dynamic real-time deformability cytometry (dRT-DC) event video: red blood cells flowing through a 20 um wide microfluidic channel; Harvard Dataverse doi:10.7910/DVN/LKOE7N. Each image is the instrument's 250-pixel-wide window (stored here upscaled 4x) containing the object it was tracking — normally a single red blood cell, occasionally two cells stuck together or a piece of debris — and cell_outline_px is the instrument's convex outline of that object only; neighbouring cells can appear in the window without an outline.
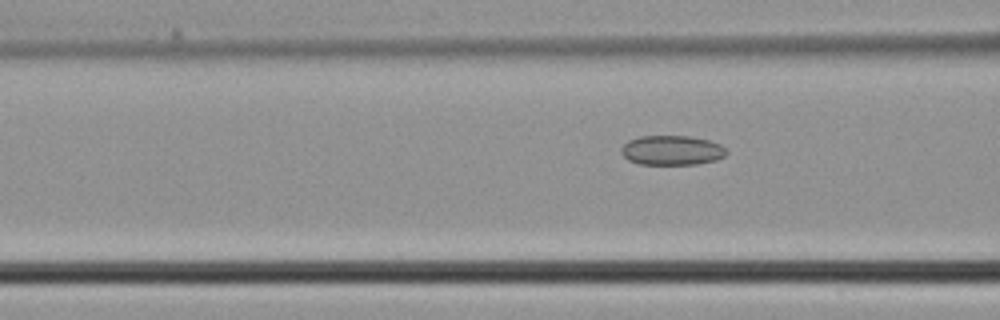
{"species": "common noctule bat (a hibernating species)", "species_latin": "Nyctalus noctula", "temperature_condition": "cold", "stored_images_in_passage": 8, "camera_frame_rate_fps": 3000, "um_per_image_px": 0.085, "animal": {"sex": "male", "body_mass_g": 21.5, "forearm_length_mm": 52.0}, "frame": {"image": 1, "passage_image": 6, "time_ms": 1.667, "image_size_px": [1000, 320], "cell_outline_px": [[728, 152], [724, 156], [716, 160], [696, 164], [640, 164], [628, 160], [620, 152], [620, 148], [628, 140], [640, 136], [688, 136], [708, 140], [720, 144]], "centroid_in_image_um": [57.08, 12.77], "position_along_channel_um": 109.5, "area_um2": 18.15}}